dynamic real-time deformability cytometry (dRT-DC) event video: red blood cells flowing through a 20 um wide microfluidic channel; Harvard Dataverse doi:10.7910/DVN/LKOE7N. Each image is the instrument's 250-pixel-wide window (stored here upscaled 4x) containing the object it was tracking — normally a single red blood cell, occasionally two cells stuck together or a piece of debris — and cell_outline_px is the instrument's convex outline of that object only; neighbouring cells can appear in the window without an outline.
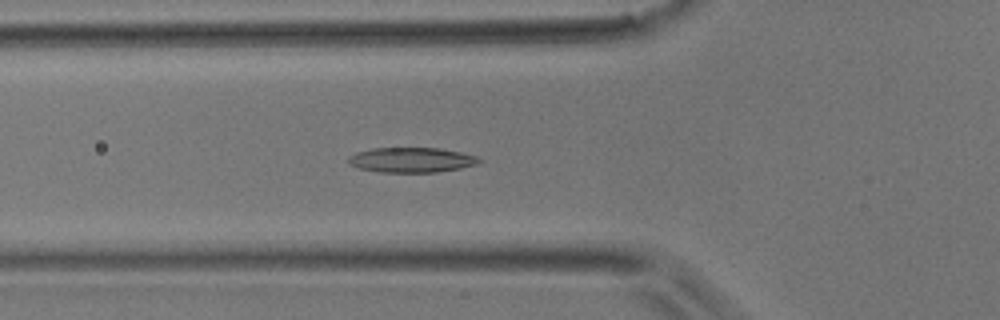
{"species": "common noctule bat (a hibernating species)", "species_latin": "Nyctalus noctula", "temperature_condition": "room temperature", "stored_images_in_passage": 43, "camera_frame_rate_fps": 3000, "um_per_image_px": 0.085, "animal": {"sex": "male", "body_mass_g": 17.9}, "frame": {"image": 1, "passage_image": 14, "time_ms": 4.333, "image_size_px": [1000, 320], "cell_outline_px": [[484, 160], [480, 164], [460, 168], [436, 172], [380, 172], [360, 168], [348, 164], [348, 156], [356, 152], [372, 148], [440, 148], [460, 152], [476, 156]], "centroid_in_image_um": [35.0, 13.59], "position_along_channel_um": 90.8, "area_um2": 19.13}}
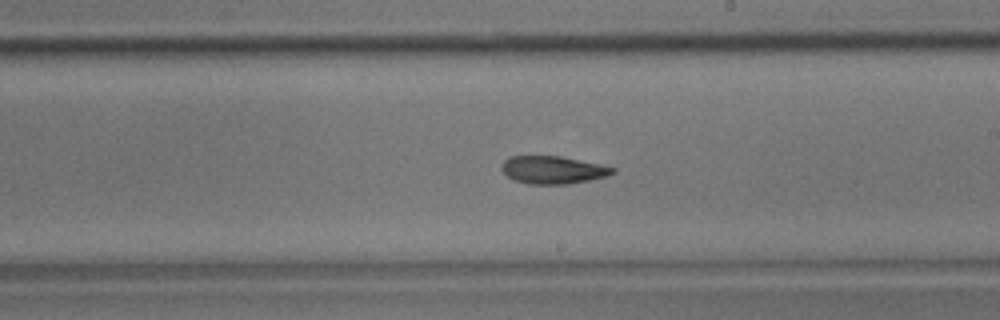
{"frame": {"image": 2, "passage_image": 24, "time_ms": 7.667, "image_size_px": [1000, 320], "cell_outline_px": [[616, 172], [608, 176], [568, 184], [528, 184], [512, 180], [500, 168], [500, 164], [508, 156], [560, 156], [600, 164], [616, 168]], "centroid_in_image_um": [46.97, 14.44], "position_along_channel_um": 242.0, "area_um2": 18.09}}
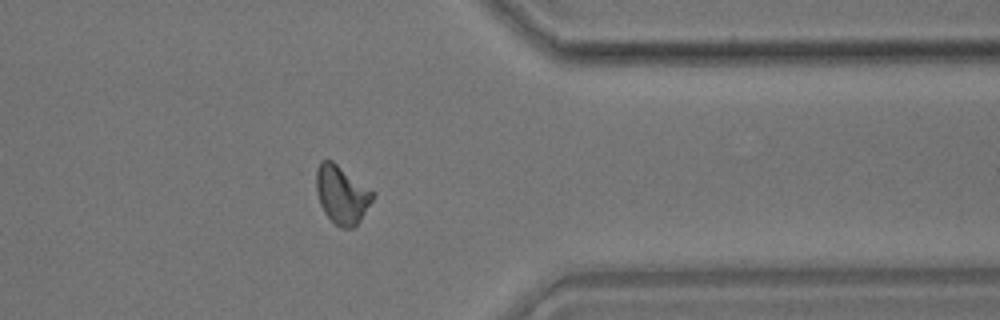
{"frame": {"image": 3, "passage_image": 34, "time_ms": 11.0, "image_size_px": [1000, 320], "cell_outline_px": [[376, 196], [356, 228], [340, 228], [324, 212], [320, 204], [316, 192], [316, 172], [320, 160], [332, 160], [376, 192]], "centroid_in_image_um": [29.09, 16.55], "position_along_channel_um": 382.3, "area_um2": 19.54}}